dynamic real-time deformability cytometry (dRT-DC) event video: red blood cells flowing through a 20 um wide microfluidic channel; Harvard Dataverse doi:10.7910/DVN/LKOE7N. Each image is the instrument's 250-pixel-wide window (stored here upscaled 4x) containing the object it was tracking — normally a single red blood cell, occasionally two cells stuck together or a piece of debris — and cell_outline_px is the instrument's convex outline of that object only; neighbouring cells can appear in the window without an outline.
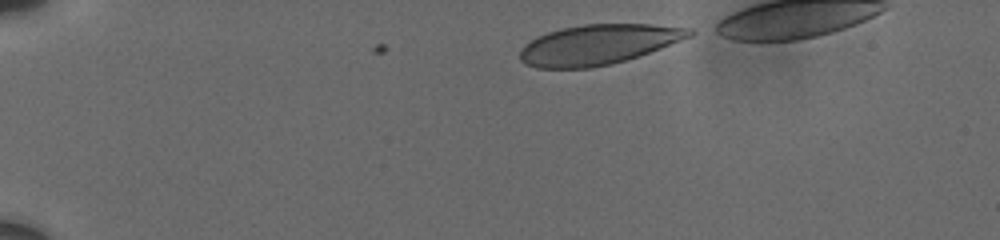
{"species": "human", "species_latin": "Homo sapiens", "temperature_condition": "cold", "stored_images_in_passage": 9, "camera_frame_rate_fps": 3000, "um_per_image_px": 0.085, "donor": {"sex": "male"}, "frame": {"image": 1, "passage_image": 1, "time_ms": 0.0, "image_size_px": [1000, 240], "cell_outline_px": [[700, 32], [692, 36], [660, 48], [612, 64], [592, 68], [536, 68], [524, 64], [520, 60], [520, 48], [524, 44], [536, 36], [560, 28], [584, 24], [648, 24], [692, 28]], "centroid_in_image_um": [50.83, 3.78], "position_along_channel_um": 34.2, "area_um2": 39.71}}
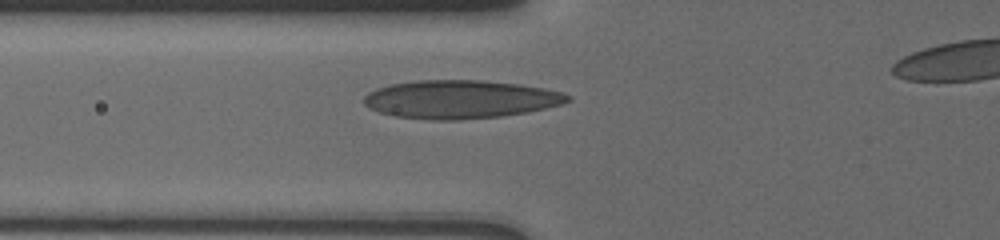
{"frame": {"image": 2, "passage_image": 7, "time_ms": 3.667, "image_size_px": [1000, 240], "cell_outline_px": [[572, 100], [564, 104], [524, 112], [500, 116], [456, 120], [432, 120], [396, 116], [380, 112], [368, 108], [364, 104], [364, 96], [368, 92], [376, 88], [392, 84], [416, 80], [484, 80], [520, 84], [544, 88], [564, 92], [572, 96]], "centroid_in_image_um": [39.15, 8.43], "position_along_channel_um": 86.7, "area_um2": 45.6}}
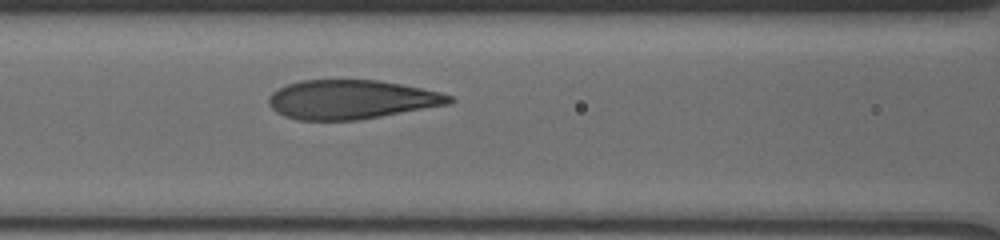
{"frame": {"image": 3, "passage_image": 9, "time_ms": 5.0, "image_size_px": [1000, 240], "cell_outline_px": [[456, 100], [452, 104], [356, 120], [296, 120], [284, 116], [276, 112], [268, 104], [268, 96], [272, 92], [288, 84], [300, 80], [376, 80], [400, 84], [440, 92], [452, 96]], "centroid_in_image_um": [29.86, 8.46], "position_along_channel_um": 136.7, "area_um2": 41.15}}